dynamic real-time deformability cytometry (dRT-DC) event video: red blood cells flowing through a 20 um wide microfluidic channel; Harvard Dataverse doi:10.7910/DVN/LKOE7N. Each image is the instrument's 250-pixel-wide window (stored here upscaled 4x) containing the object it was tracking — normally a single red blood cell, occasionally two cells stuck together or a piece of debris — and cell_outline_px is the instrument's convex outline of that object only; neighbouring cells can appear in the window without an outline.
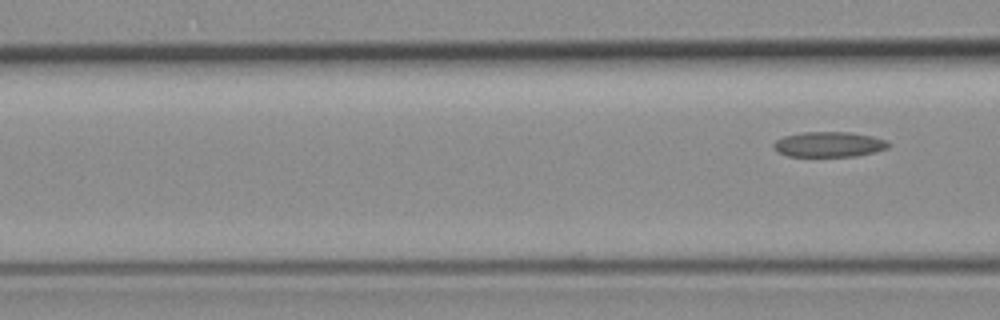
{"species": "common noctule bat (a hibernating species)", "species_latin": "Nyctalus noctula", "temperature_condition": "room temperature", "stored_images_in_passage": 3, "camera_frame_rate_fps": 3000, "um_per_image_px": 0.085, "animal": {"sex": "female", "body_mass_g": 19.3, "forearm_length_mm": 54.1}, "frame": {"image": 1, "passage_image": 3, "time_ms": 3.0, "image_size_px": [1000, 320], "cell_outline_px": [[892, 144], [888, 148], [856, 156], [788, 156], [772, 148], [772, 144], [776, 140], [784, 136], [804, 132], [852, 132], [872, 136], [888, 140]], "centroid_in_image_um": [70.48, 12.26], "position_along_channel_um": 96.1, "area_um2": 16.94}}